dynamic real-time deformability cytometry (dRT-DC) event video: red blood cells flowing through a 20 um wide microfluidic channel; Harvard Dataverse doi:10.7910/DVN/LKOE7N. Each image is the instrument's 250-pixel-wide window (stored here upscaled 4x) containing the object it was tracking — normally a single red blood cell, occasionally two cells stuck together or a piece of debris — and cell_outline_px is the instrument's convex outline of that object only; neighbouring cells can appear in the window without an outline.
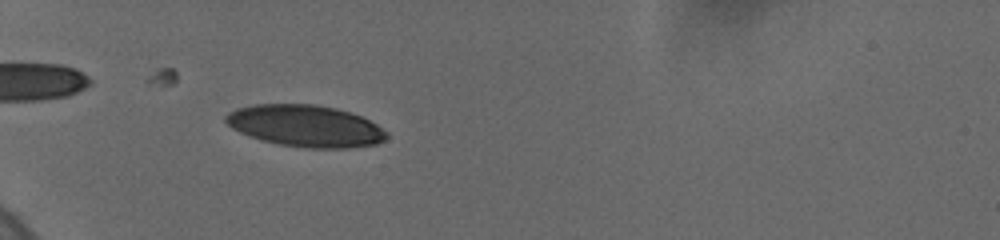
{"species": "human", "species_latin": "Homo sapiens", "temperature_condition": "cold", "stored_images_in_passage": 43, "camera_frame_rate_fps": 3000, "um_per_image_px": 0.085, "donor": {"sex": "female"}, "frame": {"image": 1, "passage_image": 42, "time_ms": 7.0, "image_size_px": [1000, 240], "cell_outline_px": [[388, 136], [384, 140], [376, 144], [348, 148], [308, 148], [280, 144], [260, 140], [240, 132], [232, 128], [224, 120], [224, 116], [228, 112], [236, 108], [252, 104], [312, 104], [336, 108], [360, 116], [376, 124], [388, 132]], "centroid_in_image_um": [25.94, 10.7], "position_along_channel_um": 59.1, "area_um2": 39.13}}